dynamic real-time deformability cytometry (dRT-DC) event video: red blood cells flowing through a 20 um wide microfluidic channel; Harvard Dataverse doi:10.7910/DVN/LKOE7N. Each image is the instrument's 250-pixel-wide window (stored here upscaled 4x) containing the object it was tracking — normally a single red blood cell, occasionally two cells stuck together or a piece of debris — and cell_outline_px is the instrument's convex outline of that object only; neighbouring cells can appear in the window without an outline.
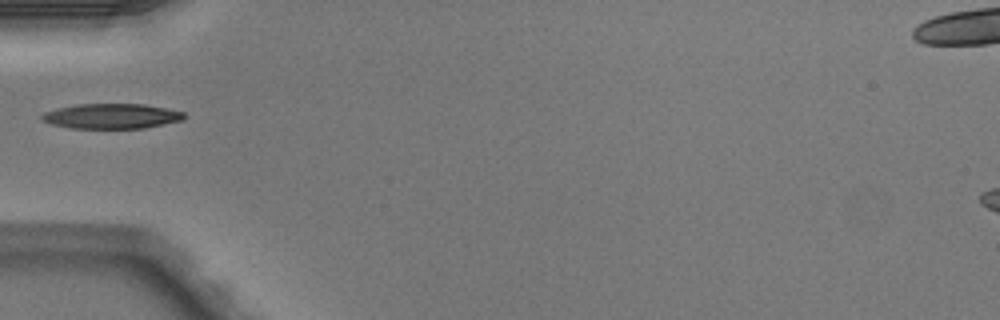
{"species": "Egyptian fruit bat (a non-hibernating species)", "species_latin": "Rousettus aegyptiacus", "temperature_condition": "warm", "stored_images_in_passage": 2, "camera_frame_rate_fps": 3000, "um_per_image_px": 0.085, "animal": {"sex": "male"}, "frame": {"image": 1, "passage_image": 1, "time_ms": 0.0, "image_size_px": [1000, 320], "cell_outline_px": [[188, 116], [184, 120], [144, 128], [72, 128], [52, 124], [40, 120], [40, 116], [44, 112], [56, 108], [76, 104], [144, 104], [184, 112]], "centroid_in_image_um": [9.48, 9.87], "position_along_channel_um": 75.5, "area_um2": 20.87}}